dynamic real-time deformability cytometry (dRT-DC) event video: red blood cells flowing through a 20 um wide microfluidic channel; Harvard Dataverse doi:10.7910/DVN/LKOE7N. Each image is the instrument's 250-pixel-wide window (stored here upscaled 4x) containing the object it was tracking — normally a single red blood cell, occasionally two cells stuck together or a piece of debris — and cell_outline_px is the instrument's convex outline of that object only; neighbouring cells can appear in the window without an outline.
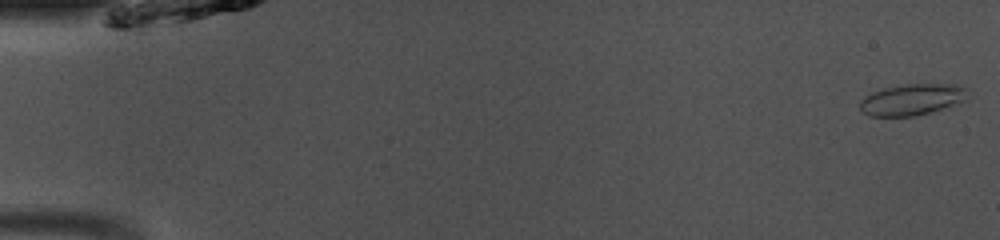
{"species": "common noctule bat (a hibernating species)", "species_latin": "Nyctalus noctula", "temperature_condition": "room temperature", "stored_images_in_passage": 49, "camera_frame_rate_fps": 3000, "um_per_image_px": 0.085, "animal": {"sex": "male", "body_mass_g": 13.0, "forearm_length_mm": 53.1}, "frame": {"image": 1, "passage_image": 1, "time_ms": 0.0, "image_size_px": [1000, 240], "cell_outline_px": [[968, 100], [928, 112], [912, 116], [868, 116], [860, 108], [860, 100], [872, 92], [884, 88], [908, 84], [956, 84], [968, 88]], "centroid_in_image_um": [77.55, 8.45], "position_along_channel_um": 7.4, "area_um2": 19.54}}
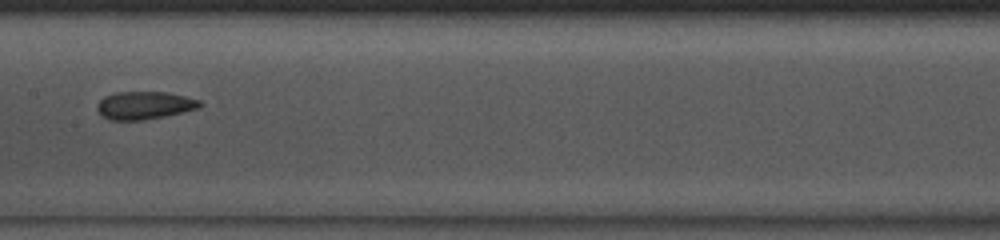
{"frame": {"image": 2, "passage_image": 25, "time_ms": 8.0, "image_size_px": [1000, 240], "cell_outline_px": [[204, 104], [196, 108], [164, 116], [140, 120], [108, 120], [96, 108], [96, 104], [104, 96], [116, 92], [164, 92], [184, 96], [200, 100]], "centroid_in_image_um": [12.24, 8.94], "position_along_channel_um": 195.2, "area_um2": 16.42}}
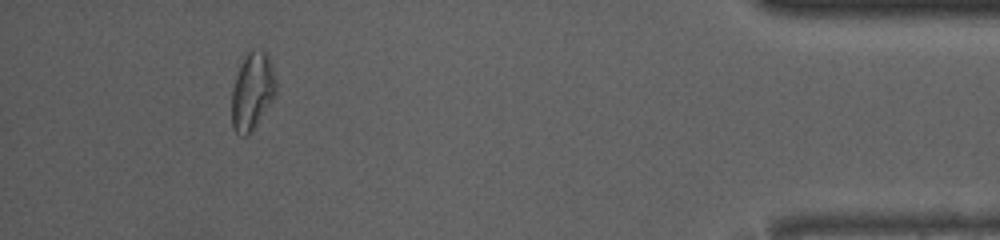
{"frame": {"image": 3, "passage_image": 45, "time_ms": 14.667, "image_size_px": [1000, 240], "cell_outline_px": [[276, 92], [272, 100], [252, 132], [248, 136], [240, 136], [232, 128], [232, 88], [236, 76], [244, 56], [252, 48], [264, 52], [268, 56], [276, 80]], "centroid_in_image_um": [21.43, 7.79], "position_along_channel_um": 413.8, "area_um2": 19.88}, "authors_computed_cell_mechanics": {"area_um2": 17.34, "velocity_mm_per_s": 4.1148, "shape_relaxation_time_tau1_ms": null, "shape_relaxation_time_tau2_ms": 1.5135, "deformation_change_tau1": null, "deformation_change_tau2": 0.0743}}